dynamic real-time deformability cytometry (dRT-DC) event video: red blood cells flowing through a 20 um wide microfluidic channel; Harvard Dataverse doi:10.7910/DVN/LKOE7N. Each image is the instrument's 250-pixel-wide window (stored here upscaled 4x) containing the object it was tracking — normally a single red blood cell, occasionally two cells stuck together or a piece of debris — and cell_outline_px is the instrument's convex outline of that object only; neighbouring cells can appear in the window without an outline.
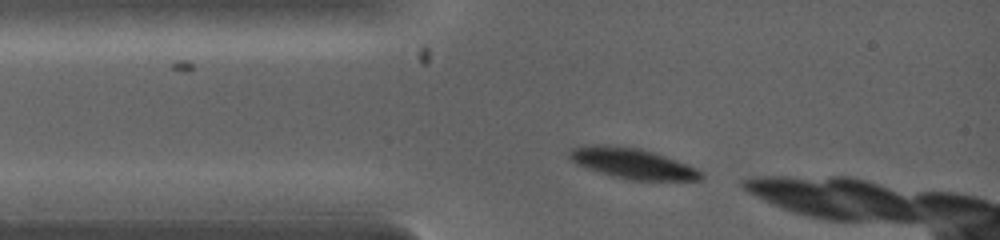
{"species": "common noctule bat (a hibernating species)", "species_latin": "Nyctalus noctula", "temperature_condition": "warm", "stored_images_in_passage": 2, "camera_frame_rate_fps": 5000, "um_per_image_px": 0.085, "animal": {"sex": "female", "body_mass_g": 19.0, "forearm_length_mm": 53.3}, "frame": {"image": 1, "passage_image": 2, "time_ms": 0.8, "image_size_px": [1000, 240], "cell_outline_px": [[704, 176], [700, 180], [632, 180], [612, 176], [576, 164], [568, 156], [568, 152], [572, 148], [588, 144], [608, 144], [640, 148], [688, 164], [704, 172]], "centroid_in_image_um": [53.75, 13.88], "position_along_channel_um": 31.2, "area_um2": 23.47}}